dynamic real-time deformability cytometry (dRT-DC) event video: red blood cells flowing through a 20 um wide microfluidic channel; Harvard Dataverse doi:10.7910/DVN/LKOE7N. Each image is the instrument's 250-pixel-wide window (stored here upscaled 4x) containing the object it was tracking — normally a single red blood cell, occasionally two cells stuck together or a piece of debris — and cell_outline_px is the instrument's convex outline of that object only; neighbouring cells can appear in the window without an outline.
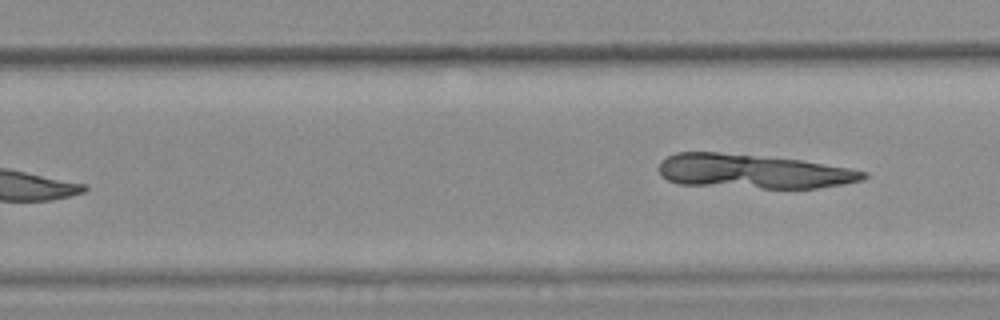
{"species": "common noctule bat (a hibernating species)", "species_latin": "Nyctalus noctula", "temperature_condition": "warm", "stored_images_in_passage": 9, "segment_of_instrument_passage": [2, 2], "camera_frame_rate_fps": 3000, "um_per_image_px": 0.085, "animal": {"sex": "female", "body_mass_g": 25.1}, "frame": {"image": 1, "passage_image": 9, "time_ms": 2.667, "image_size_px": [1000, 320], "cell_outline_px": [[868, 176], [864, 180], [844, 184], [816, 188], [764, 188], [680, 184], [668, 180], [660, 176], [656, 168], [660, 160], [676, 152], [716, 152], [800, 160], [852, 168], [868, 172]], "centroid_in_image_um": [64.0, 14.57], "position_along_channel_um": 265.8, "area_um2": 40.98}}